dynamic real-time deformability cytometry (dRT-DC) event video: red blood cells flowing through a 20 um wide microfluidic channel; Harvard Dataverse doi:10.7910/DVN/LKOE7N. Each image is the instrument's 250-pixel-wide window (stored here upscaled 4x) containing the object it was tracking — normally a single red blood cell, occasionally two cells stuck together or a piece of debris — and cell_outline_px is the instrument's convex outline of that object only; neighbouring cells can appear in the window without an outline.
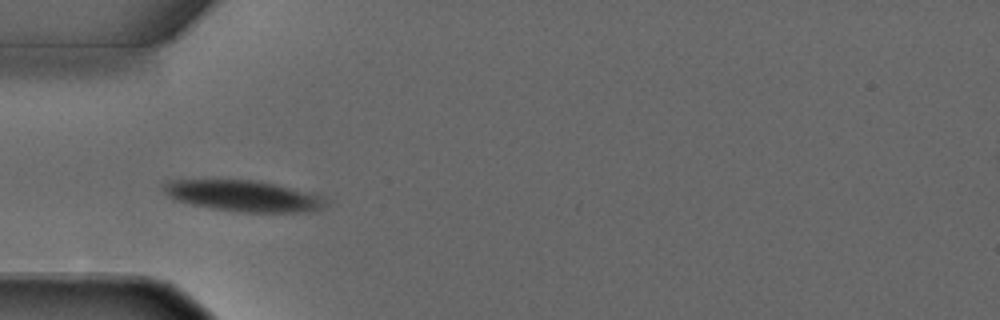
{"species": "common noctule bat (a hibernating species)", "species_latin": "Nyctalus noctula", "temperature_condition": "warm", "stored_images_in_passage": 3, "camera_frame_rate_fps": 3000, "um_per_image_px": 0.085, "animal": {"sex": "male", "forearm_length_mm": 52.5}, "frame": {"image": 1, "passage_image": 2, "time_ms": 2.0, "image_size_px": [1000, 320], "cell_outline_px": [[332, 200], [328, 204], [320, 208], [300, 212], [248, 212], [216, 208], [192, 204], [168, 196], [164, 192], [164, 184], [168, 180], [256, 180], [276, 184], [312, 192], [324, 196]], "centroid_in_image_um": [20.8, 16.64], "position_along_channel_um": 64.2, "area_um2": 29.13}}
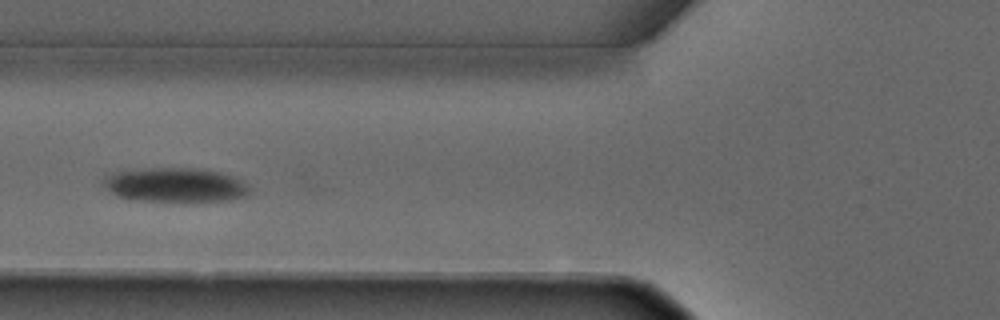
{"frame": {"image": 2, "passage_image": 3, "time_ms": 3.0, "image_size_px": [1000, 320], "cell_outline_px": [[248, 192], [240, 196], [220, 200], [152, 200], [120, 196], [112, 192], [104, 184], [104, 180], [120, 172], [148, 168], [196, 168], [220, 172], [232, 176], [240, 180], [248, 188]], "centroid_in_image_um": [14.93, 15.69], "position_along_channel_um": 110.9, "area_um2": 27.46}}